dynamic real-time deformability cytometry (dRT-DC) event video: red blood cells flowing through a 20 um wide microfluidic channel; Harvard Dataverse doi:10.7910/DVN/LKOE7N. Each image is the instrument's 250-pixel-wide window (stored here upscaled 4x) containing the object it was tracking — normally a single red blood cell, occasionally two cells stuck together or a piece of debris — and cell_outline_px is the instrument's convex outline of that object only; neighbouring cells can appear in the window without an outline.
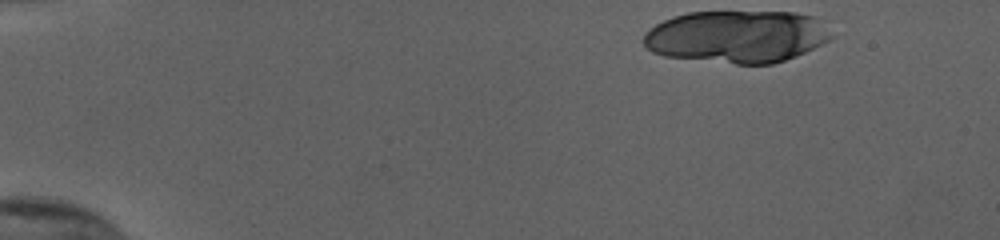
{"species": "human", "species_latin": "Homo sapiens", "temperature_condition": "cold", "stored_images_in_passage": 16, "camera_frame_rate_fps": 3000, "um_per_image_px": 0.085, "donor": {"sex": "female"}, "frame": {"image": 1, "passage_image": 1, "time_ms": 0.0, "image_size_px": [1000, 240], "cell_outline_px": [[836, 36], [796, 56], [772, 64], [736, 64], [664, 56], [652, 52], [644, 44], [644, 32], [648, 28], [672, 16], [688, 12], [796, 12], [816, 16]], "centroid_in_image_um": [62.64, 3.1], "position_along_channel_um": 22.4, "area_um2": 57.57}}